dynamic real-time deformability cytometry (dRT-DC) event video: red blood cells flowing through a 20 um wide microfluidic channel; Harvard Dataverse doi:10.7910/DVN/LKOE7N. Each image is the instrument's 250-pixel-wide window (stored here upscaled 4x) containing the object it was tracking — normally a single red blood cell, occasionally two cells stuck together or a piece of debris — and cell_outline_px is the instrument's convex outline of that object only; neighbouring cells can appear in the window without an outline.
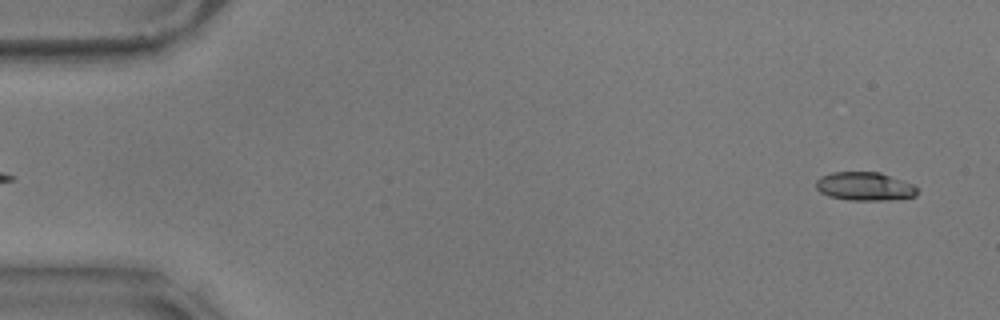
{"species": "common noctule bat (a hibernating species)", "species_latin": "Nyctalus noctula", "temperature_condition": "warm", "stored_images_in_passage": 56, "camera_frame_rate_fps": 3000, "um_per_image_px": 0.085, "animal": {"sex": "male", "body_mass_g": 17.9}, "frame": {"image": 1, "passage_image": 2, "time_ms": 0.333, "image_size_px": [1000, 320], "cell_outline_px": [[916, 196], [888, 200], [848, 200], [828, 196], [820, 192], [816, 188], [816, 180], [820, 176], [832, 172], [880, 172], [912, 184], [916, 188]], "centroid_in_image_um": [73.45, 15.84], "position_along_channel_um": 11.6, "area_um2": 16.76}}
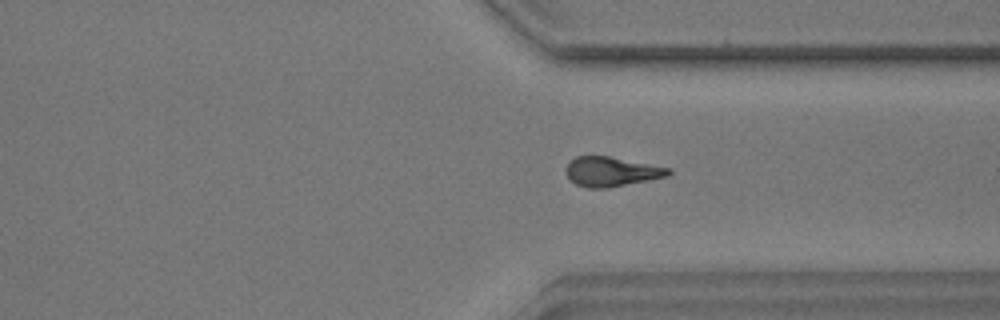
{"frame": {"image": 2, "passage_image": 42, "time_ms": 13.667, "image_size_px": [1000, 320], "cell_outline_px": [[672, 172], [668, 176], [608, 188], [588, 188], [576, 184], [564, 172], [564, 168], [568, 160], [576, 156], [608, 156], [672, 168]], "centroid_in_image_um": [51.94, 14.58], "position_along_channel_um": 359.5, "area_um2": 17.8}}
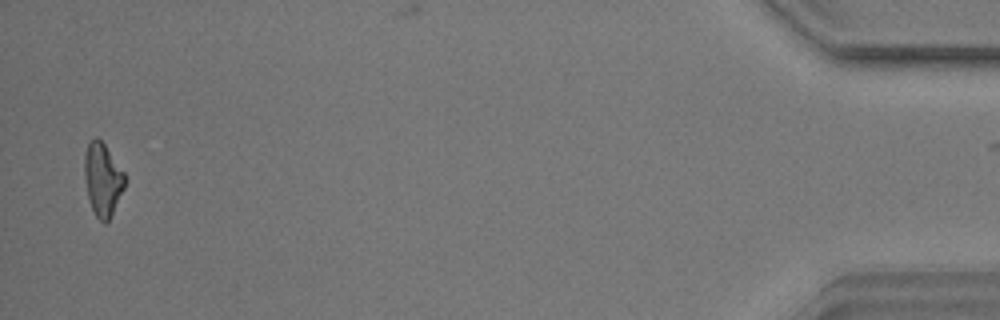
{"frame": {"image": 3, "passage_image": 55, "time_ms": 18.0, "image_size_px": [1000, 320], "cell_outline_px": [[124, 188], [108, 220], [104, 224], [96, 216], [92, 208], [88, 196], [84, 172], [84, 156], [88, 144], [96, 136], [104, 144], [124, 172]], "centroid_in_image_um": [8.71, 15.24], "position_along_channel_um": 426.5, "area_um2": 16.65}}